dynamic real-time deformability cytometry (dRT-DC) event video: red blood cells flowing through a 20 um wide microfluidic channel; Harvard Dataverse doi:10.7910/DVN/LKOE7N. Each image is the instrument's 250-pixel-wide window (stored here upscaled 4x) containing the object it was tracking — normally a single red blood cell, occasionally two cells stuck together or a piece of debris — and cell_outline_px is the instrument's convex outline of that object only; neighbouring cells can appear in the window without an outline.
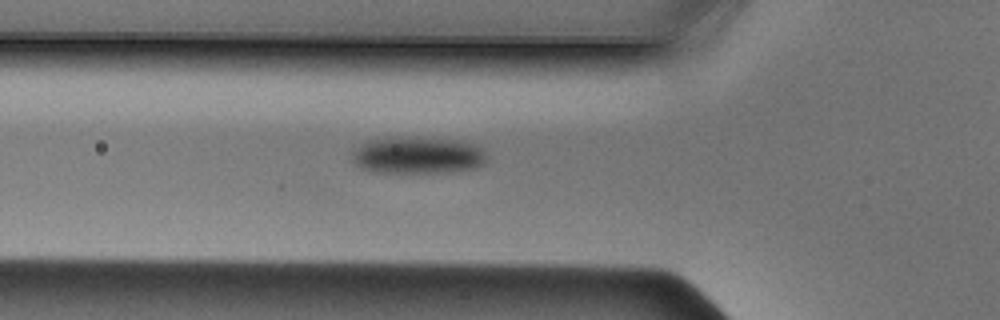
{"species": "Egyptian fruit bat (a non-hibernating species)", "species_latin": "Rousettus aegyptiacus", "temperature_condition": "cold", "stored_images_in_passage": 28, "camera_frame_rate_fps": 3000, "um_per_image_px": 0.085, "animal": {"sex": "male"}, "frame": {"image": 1, "passage_image": 2, "time_ms": 0.333, "image_size_px": [1000, 320], "cell_outline_px": [[484, 164], [476, 168], [452, 172], [372, 172], [360, 168], [352, 160], [352, 148], [368, 140], [456, 140], [476, 144], [484, 152]], "centroid_in_image_um": [35.48, 13.25], "position_along_channel_um": 90.3, "area_um2": 27.98}}
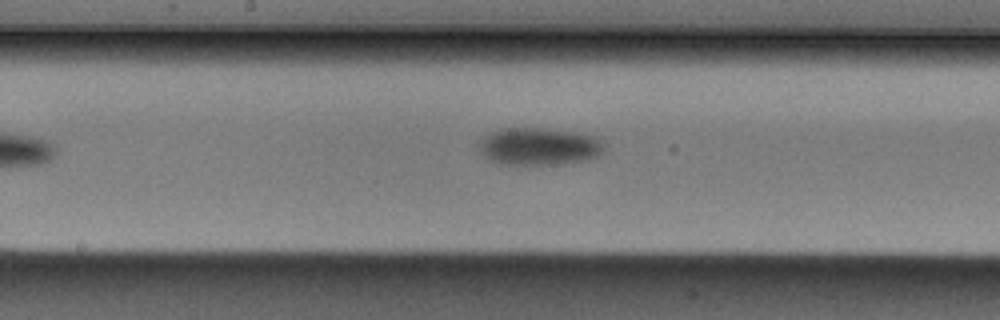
{"frame": {"image": 2, "passage_image": 10, "time_ms": 3.0, "image_size_px": [1000, 320], "cell_outline_px": [[604, 152], [600, 156], [588, 160], [560, 164], [500, 164], [484, 156], [480, 152], [476, 144], [484, 136], [500, 128], [544, 128], [580, 132], [592, 136], [600, 140], [604, 144]], "centroid_in_image_um": [45.83, 12.44], "position_along_channel_um": 202.4, "area_um2": 27.69}}
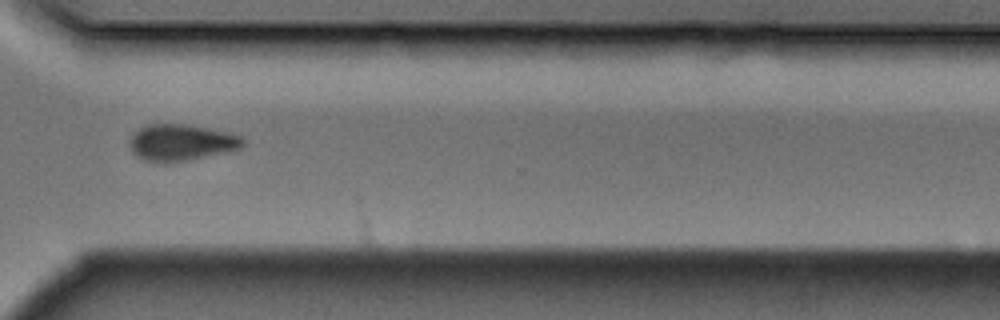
{"frame": {"image": 3, "passage_image": 21, "time_ms": 6.667, "image_size_px": [1000, 320], "cell_outline_px": [[244, 144], [240, 148], [224, 152], [164, 164], [144, 160], [136, 156], [132, 152], [132, 136], [140, 128], [148, 124], [188, 124], [224, 132], [240, 136], [244, 140]], "centroid_in_image_um": [15.38, 12.12], "position_along_channel_um": 355.2, "area_um2": 23.52}}